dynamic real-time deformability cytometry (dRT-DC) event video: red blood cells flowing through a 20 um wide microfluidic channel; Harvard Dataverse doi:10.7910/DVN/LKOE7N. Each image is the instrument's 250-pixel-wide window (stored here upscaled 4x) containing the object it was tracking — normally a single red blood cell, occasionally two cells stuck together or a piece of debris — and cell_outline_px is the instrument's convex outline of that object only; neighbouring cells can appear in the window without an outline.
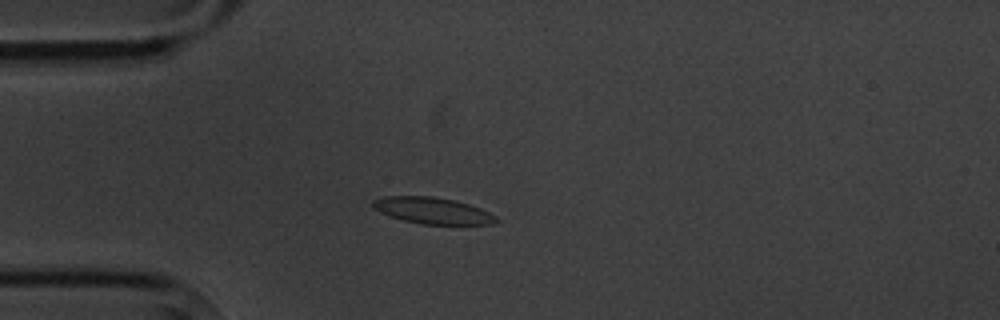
{"species": "common noctule bat (a hibernating species)", "species_latin": "Nyctalus noctula", "temperature_condition": "cold", "stored_images_in_passage": 3, "camera_frame_rate_fps": 3000, "um_per_image_px": 0.085, "animal": {"sex": "male", "body_mass_g": 20.1, "forearm_length_mm": 53.5}, "frame": {"image": 1, "passage_image": 3, "time_ms": 2.0, "image_size_px": [1000, 320], "cell_outline_px": [[500, 220], [496, 224], [420, 224], [388, 216], [372, 208], [372, 200], [384, 196], [432, 196], [452, 200], [468, 204], [480, 208], [496, 216]], "centroid_in_image_um": [36.75, 17.9], "position_along_channel_um": 48.3, "area_um2": 19.02}}